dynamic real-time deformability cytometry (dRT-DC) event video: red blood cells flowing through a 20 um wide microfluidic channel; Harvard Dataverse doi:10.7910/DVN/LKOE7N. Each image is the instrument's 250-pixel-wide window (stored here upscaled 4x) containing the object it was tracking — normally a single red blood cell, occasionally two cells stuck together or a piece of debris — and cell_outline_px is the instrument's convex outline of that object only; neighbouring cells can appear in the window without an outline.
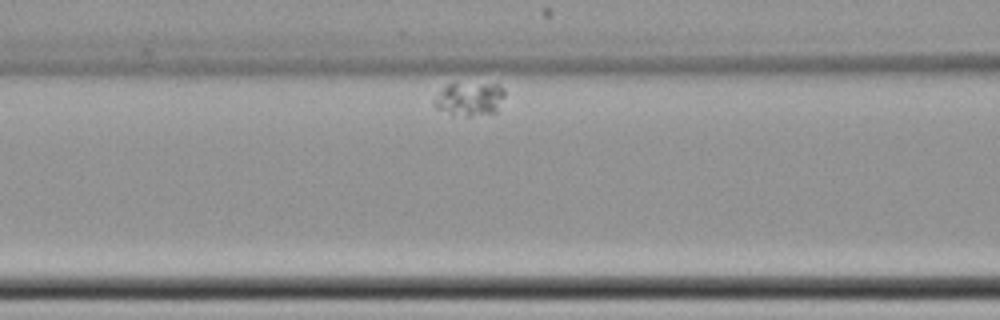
{"species": "common noctule bat (a hibernating species)", "species_latin": "Nyctalus noctula", "temperature_condition": "cold", "stored_images_in_passage": 16, "camera_frame_rate_fps": 3000, "um_per_image_px": 0.085, "animal": {"sex": "female", "body_mass_g": 22.7, "forearm_length_mm": 54.2}, "frame": {"image": 1, "passage_image": 3, "time_ms": 0.667, "image_size_px": [1000, 320], "cell_outline_px": [[504, 96], [496, 112], [472, 116], [452, 116], [436, 108], [432, 104], [432, 100], [448, 84], [496, 84], [504, 88]], "centroid_in_image_um": [39.88, 8.44], "position_along_channel_um": 126.7, "area_um2": 13.81}}
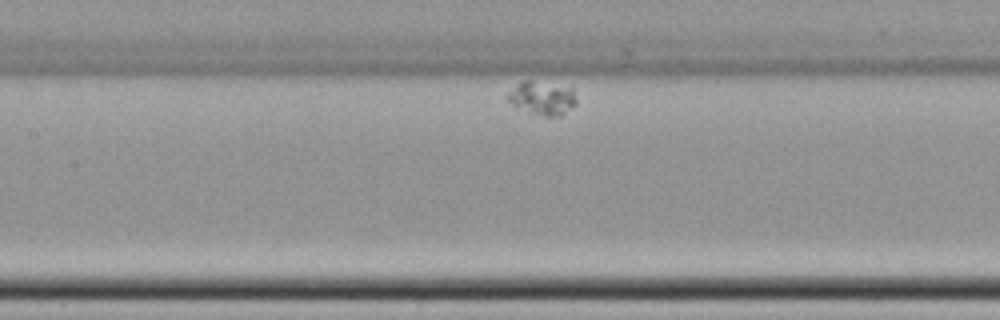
{"frame": {"image": 2, "passage_image": 7, "time_ms": 2.0, "image_size_px": [1000, 320], "cell_outline_px": [[576, 104], [572, 108], [560, 116], [544, 116], [528, 112], [516, 108], [504, 96], [508, 92], [524, 80], [528, 80], [572, 88], [576, 100]], "centroid_in_image_um": [46.06, 8.36], "position_along_channel_um": 161.3, "area_um2": 13.35}}
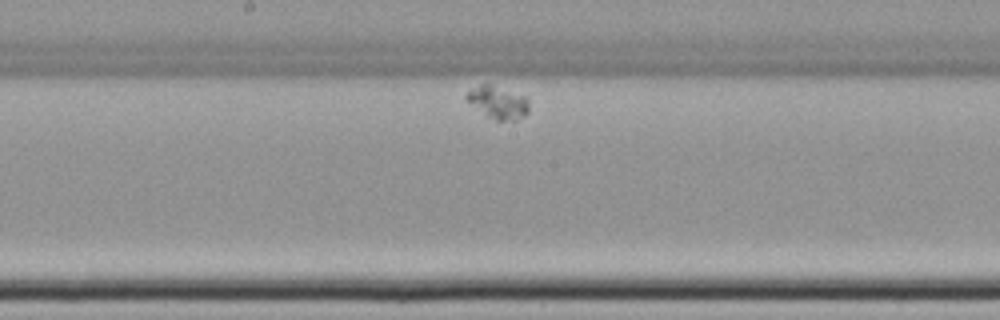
{"frame": {"image": 3, "passage_image": 12, "time_ms": 3.667, "image_size_px": [1000, 320], "cell_outline_px": [[528, 112], [524, 116], [516, 120], [496, 120], [488, 116], [468, 100], [464, 96], [468, 92], [480, 84], [488, 84], [528, 96]], "centroid_in_image_um": [42.39, 8.69], "position_along_channel_um": 205.8, "area_um2": 11.5}}